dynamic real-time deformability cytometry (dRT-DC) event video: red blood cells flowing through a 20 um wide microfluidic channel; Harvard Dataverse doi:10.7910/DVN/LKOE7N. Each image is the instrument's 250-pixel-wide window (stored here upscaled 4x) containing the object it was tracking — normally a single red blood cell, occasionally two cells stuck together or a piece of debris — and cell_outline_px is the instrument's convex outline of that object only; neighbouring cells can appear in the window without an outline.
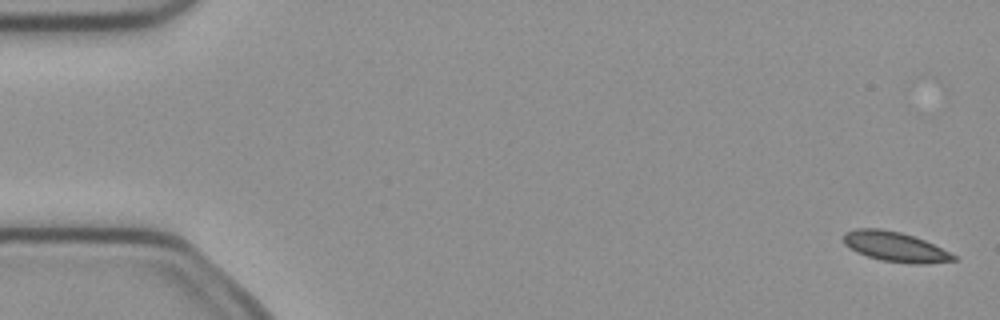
{"species": "common noctule bat (a hibernating species)", "species_latin": "Nyctalus noctula", "temperature_condition": "cold", "stored_images_in_passage": 14, "camera_frame_rate_fps": 3000, "um_per_image_px": 0.085, "animal": {"sex": "female", "body_mass_g": 21.9}, "frame": {"image": 1, "passage_image": 1, "time_ms": 0.0, "image_size_px": [1000, 320], "cell_outline_px": [[956, 260], [924, 264], [912, 264], [880, 260], [856, 252], [844, 244], [844, 232], [856, 228], [880, 228], [900, 232], [924, 240], [956, 256]], "centroid_in_image_um": [76.04, 20.97], "position_along_channel_um": 9.0, "area_um2": 18.96}}
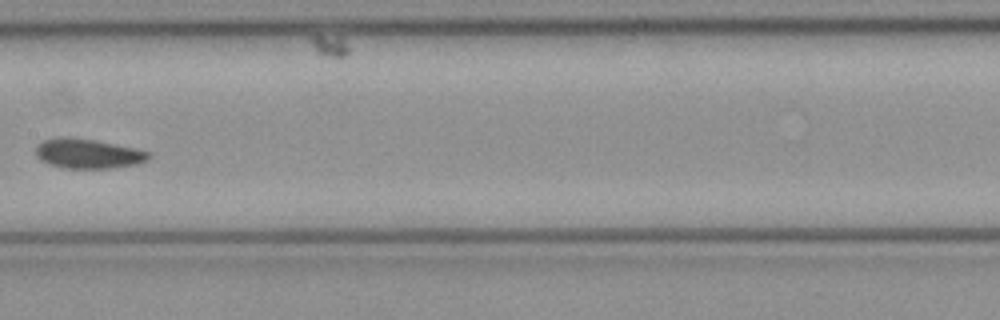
{"frame": {"image": 2, "passage_image": 8, "time_ms": 2.333, "image_size_px": [1000, 320], "cell_outline_px": [[152, 156], [148, 160], [136, 164], [112, 168], [64, 168], [48, 164], [40, 160], [36, 156], [36, 144], [44, 140], [56, 136], [72, 136], [96, 140], [136, 148], [152, 152]], "centroid_in_image_um": [7.47, 13.04], "position_along_channel_um": 199.9, "area_um2": 20.0}}
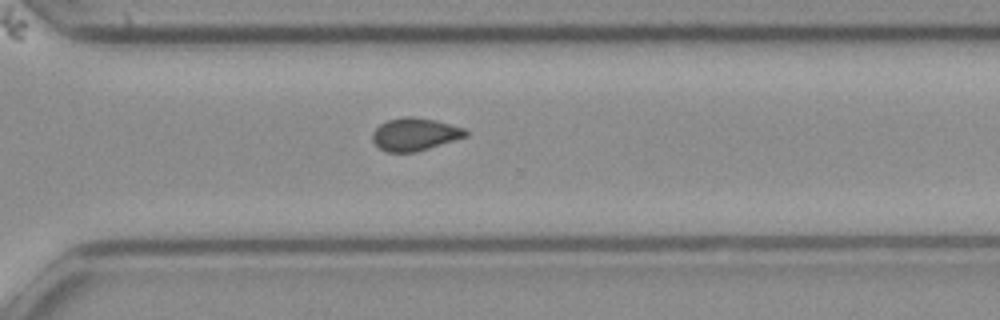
{"frame": {"image": 3, "passage_image": 14, "time_ms": 4.333, "image_size_px": [1000, 320], "cell_outline_px": [[468, 136], [416, 152], [384, 152], [372, 140], [372, 132], [380, 124], [388, 120], [404, 116], [412, 116], [436, 120], [464, 128], [468, 132]], "centroid_in_image_um": [35.25, 11.41], "position_along_channel_um": 335.3, "area_um2": 17.8}}